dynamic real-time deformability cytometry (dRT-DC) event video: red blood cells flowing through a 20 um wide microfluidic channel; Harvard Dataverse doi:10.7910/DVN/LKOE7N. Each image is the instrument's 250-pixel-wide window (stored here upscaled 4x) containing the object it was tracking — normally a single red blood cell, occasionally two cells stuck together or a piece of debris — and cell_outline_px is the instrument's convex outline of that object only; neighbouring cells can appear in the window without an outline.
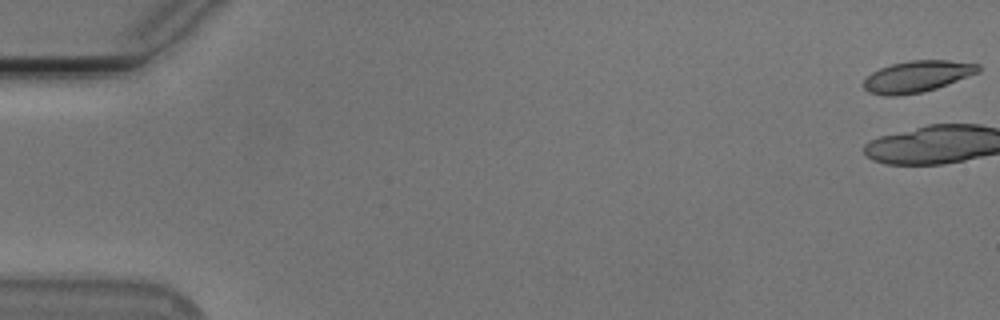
{"species": "Egyptian fruit bat (a non-hibernating species)", "species_latin": "Rousettus aegyptiacus", "temperature_condition": "cold", "stored_images_in_passage": 34, "camera_frame_rate_fps": 3000, "um_per_image_px": 0.085, "animal": {"sex": "male"}, "frame": {"image": 1, "passage_image": 1, "time_ms": 0.0, "image_size_px": [1000, 320], "cell_outline_px": [[980, 72], [936, 88], [920, 92], [900, 96], [884, 96], [868, 92], [864, 88], [864, 80], [872, 72], [880, 68], [892, 64], [908, 60], [948, 60], [980, 64]], "centroid_in_image_um": [77.95, 6.5], "position_along_channel_um": 7.0, "area_um2": 20.98}}
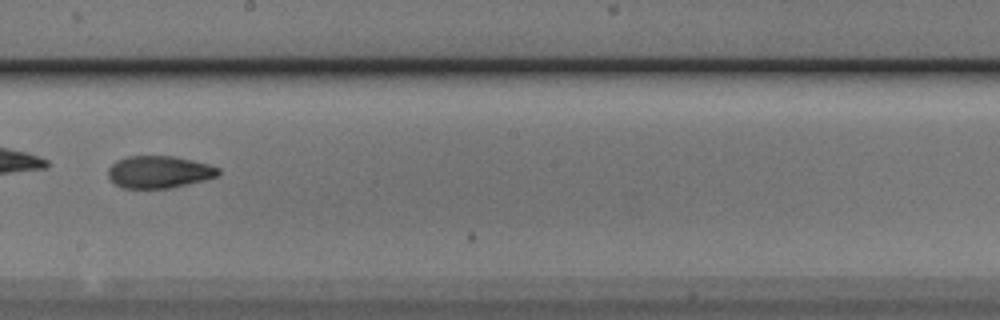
{"frame": {"image": 2, "passage_image": 33, "time_ms": 10.667, "image_size_px": [1000, 320], "cell_outline_px": [[220, 172], [216, 176], [204, 180], [172, 188], [120, 188], [108, 176], [108, 168], [116, 160], [128, 156], [172, 156], [192, 160], [208, 164], [220, 168]], "centroid_in_image_um": [13.51, 14.62], "position_along_channel_um": 234.7, "area_um2": 20.69}}